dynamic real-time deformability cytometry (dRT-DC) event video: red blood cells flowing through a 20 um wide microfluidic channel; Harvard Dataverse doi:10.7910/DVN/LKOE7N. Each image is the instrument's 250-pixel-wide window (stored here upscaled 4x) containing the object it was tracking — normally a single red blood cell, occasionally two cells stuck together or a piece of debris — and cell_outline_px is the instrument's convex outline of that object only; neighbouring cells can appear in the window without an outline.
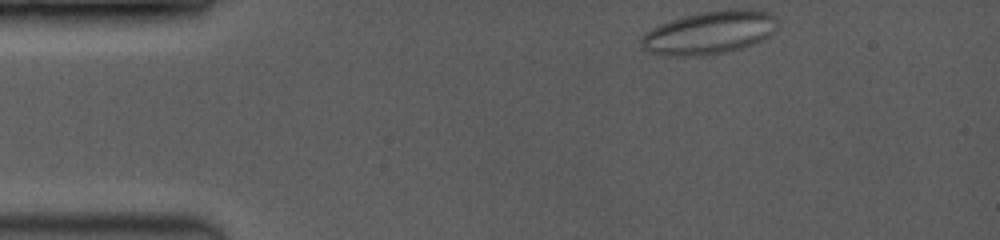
{"species": "common noctule bat (a hibernating species)", "species_latin": "Nyctalus noctula", "temperature_condition": "room temperature", "stored_images_in_passage": 9, "camera_frame_rate_fps": 3500, "um_per_image_px": 0.085, "animal": {"sex": "female", "body_mass_g": 19.0, "forearm_length_mm": 53.3}, "frame": {"image": 1, "passage_image": 1, "time_ms": 0.0, "image_size_px": [1000, 240], "cell_outline_px": [[776, 28], [764, 40], [744, 48], [728, 52], [704, 56], [668, 56], [648, 52], [640, 44], [640, 40], [652, 28], [672, 20], [688, 16], [708, 12], [768, 12], [776, 20]], "centroid_in_image_um": [60.26, 2.86], "position_along_channel_um": 24.7, "area_um2": 32.95}}
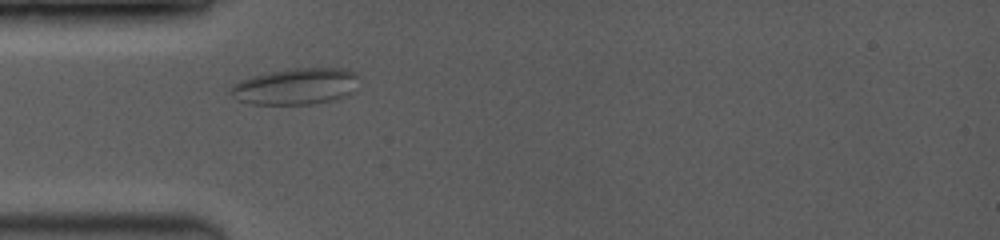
{"frame": {"image": 2, "passage_image": 7, "time_ms": 2.857, "image_size_px": [1000, 240], "cell_outline_px": [[356, 92], [348, 96], [336, 100], [312, 104], [252, 104], [236, 100], [232, 96], [232, 84], [240, 80], [252, 76], [268, 72], [296, 68], [344, 68], [352, 72], [356, 76]], "centroid_in_image_um": [25.16, 7.35], "position_along_channel_um": 59.8, "area_um2": 27.34}}
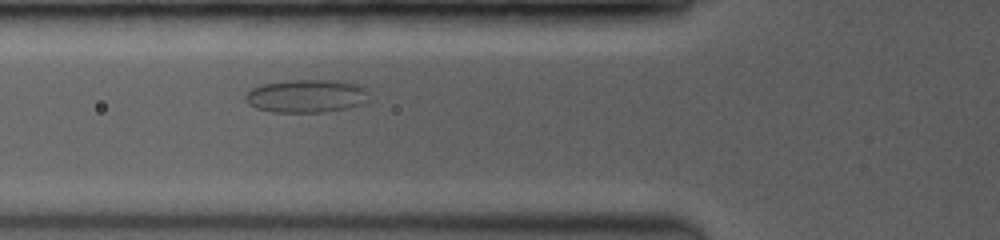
{"frame": {"image": 3, "passage_image": 9, "time_ms": 4.0, "image_size_px": [1000, 240], "cell_outline_px": [[368, 100], [364, 104], [348, 108], [324, 112], [272, 112], [256, 108], [248, 104], [244, 100], [244, 96], [252, 88], [260, 84], [288, 80], [336, 80], [356, 84], [364, 88], [368, 92]], "centroid_in_image_um": [26.03, 8.16], "position_along_channel_um": 99.8, "area_um2": 24.1}}